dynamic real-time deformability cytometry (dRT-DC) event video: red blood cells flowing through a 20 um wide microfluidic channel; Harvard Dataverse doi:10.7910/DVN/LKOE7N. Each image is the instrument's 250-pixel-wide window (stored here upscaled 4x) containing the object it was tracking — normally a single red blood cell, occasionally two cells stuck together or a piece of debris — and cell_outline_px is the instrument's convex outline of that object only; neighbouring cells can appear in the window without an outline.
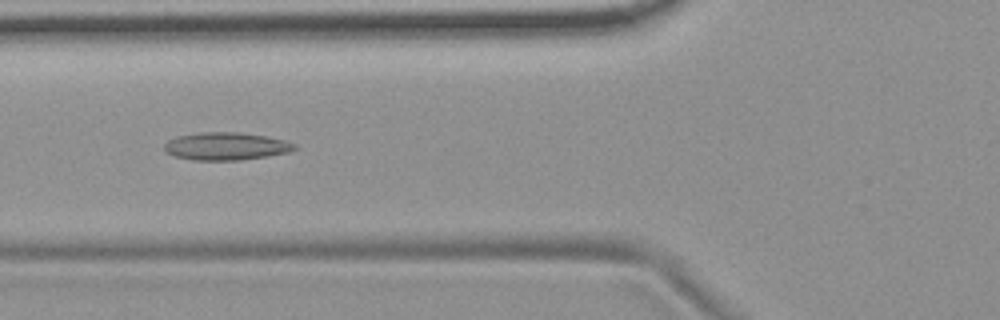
{"species": "common noctule bat (a hibernating species)", "species_latin": "Nyctalus noctula", "temperature_condition": "room temperature", "stored_images_in_passage": 54, "camera_frame_rate_fps": 3000, "um_per_image_px": 0.085, "animal": {"sex": "female", "body_mass_g": 19.9}, "frame": {"image": 1, "passage_image": 20, "time_ms": 6.333, "image_size_px": [1000, 320], "cell_outline_px": [[296, 148], [288, 152], [268, 156], [240, 160], [192, 160], [176, 156], [164, 152], [164, 144], [168, 140], [176, 136], [196, 132], [240, 132], [264, 136], [284, 140], [296, 144]], "centroid_in_image_um": [19.17, 12.42], "position_along_channel_um": 106.6, "area_um2": 21.1}}
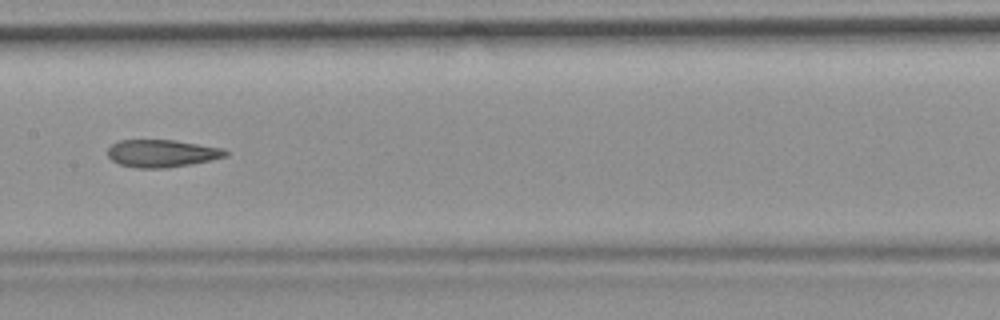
{"frame": {"image": 2, "passage_image": 27, "time_ms": 8.667, "image_size_px": [1000, 320], "cell_outline_px": [[228, 156], [192, 164], [164, 168], [136, 168], [120, 164], [112, 160], [108, 156], [108, 148], [112, 144], [120, 140], [176, 140], [224, 148], [228, 152]], "centroid_in_image_um": [13.78, 13.03], "position_along_channel_um": 193.6, "area_um2": 18.96}}
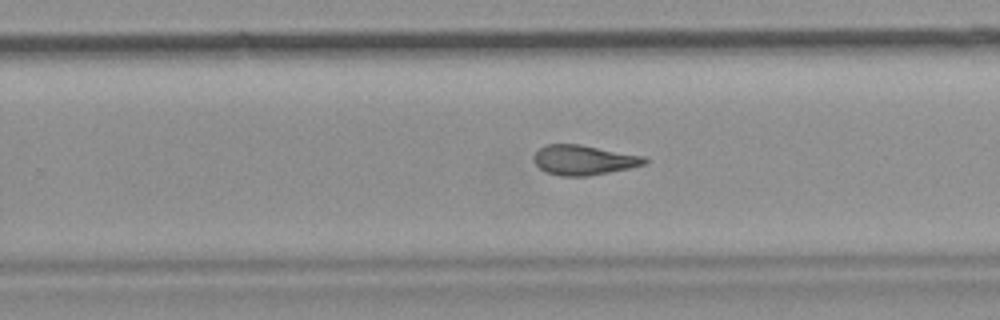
{"frame": {"image": 3, "passage_image": 34, "time_ms": 11.0, "image_size_px": [1000, 320], "cell_outline_px": [[648, 164], [632, 168], [588, 176], [560, 176], [548, 172], [540, 168], [532, 160], [532, 156], [540, 148], [548, 144], [580, 144], [644, 156], [648, 160]], "centroid_in_image_um": [49.65, 13.6], "position_along_channel_um": 280.2, "area_um2": 19.42}, "authors_computed_cell_mechanics": {"area_um2": 20.3167, "velocity_mm_per_s": 3.7277, "shape_relaxation_time_tau1_ms": null, "shape_relaxation_time_tau2_ms": 3.5965, "deformation_change_tau1": null, "deformation_change_tau2": 0.13}}